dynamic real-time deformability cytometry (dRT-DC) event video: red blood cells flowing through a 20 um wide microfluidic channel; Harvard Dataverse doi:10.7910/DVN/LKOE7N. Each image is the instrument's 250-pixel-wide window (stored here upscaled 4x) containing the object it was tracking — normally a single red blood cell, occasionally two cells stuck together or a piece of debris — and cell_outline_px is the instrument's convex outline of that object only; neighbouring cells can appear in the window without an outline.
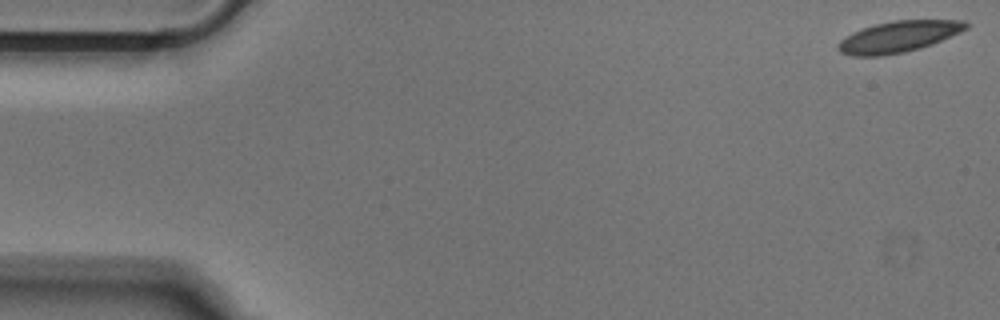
{"species": "Egyptian fruit bat (a non-hibernating species)", "species_latin": "Rousettus aegyptiacus", "temperature_condition": "cold", "stored_images_in_passage": 11, "camera_frame_rate_fps": 3000, "um_per_image_px": 0.085, "animal": {"sex": "male"}, "frame": {"image": 1, "passage_image": 1, "time_ms": 0.0, "image_size_px": [1000, 320], "cell_outline_px": [[972, 24], [968, 28], [960, 32], [932, 44], [920, 48], [904, 52], [884, 56], [852, 56], [840, 52], [836, 48], [840, 40], [852, 32], [876, 24], [892, 20], [964, 20]], "centroid_in_image_um": [76.38, 3.12], "position_along_channel_um": 8.6, "area_um2": 23.35}}